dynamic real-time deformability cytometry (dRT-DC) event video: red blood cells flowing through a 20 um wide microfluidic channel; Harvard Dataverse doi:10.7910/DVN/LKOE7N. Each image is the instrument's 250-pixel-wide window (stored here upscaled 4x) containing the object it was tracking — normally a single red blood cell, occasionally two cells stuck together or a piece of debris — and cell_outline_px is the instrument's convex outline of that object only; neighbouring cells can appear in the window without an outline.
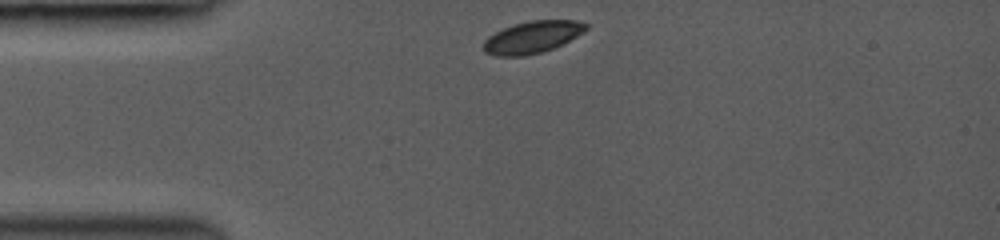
{"species": "common noctule bat (a hibernating species)", "species_latin": "Nyctalus noctula", "temperature_condition": "room temperature", "stored_images_in_passage": 4, "camera_frame_rate_fps": 3000, "um_per_image_px": 0.085, "animal": {"sex": "female", "body_mass_g": 19.0, "forearm_length_mm": 53.3}, "frame": {"image": 1, "passage_image": 1, "time_ms": 0.0, "image_size_px": [1000, 240], "cell_outline_px": [[588, 28], [584, 32], [544, 52], [524, 56], [496, 56], [484, 52], [484, 40], [488, 36], [512, 24], [528, 20], [576, 20], [588, 24]], "centroid_in_image_um": [45.23, 3.15], "position_along_channel_um": 39.8, "area_um2": 19.13}}